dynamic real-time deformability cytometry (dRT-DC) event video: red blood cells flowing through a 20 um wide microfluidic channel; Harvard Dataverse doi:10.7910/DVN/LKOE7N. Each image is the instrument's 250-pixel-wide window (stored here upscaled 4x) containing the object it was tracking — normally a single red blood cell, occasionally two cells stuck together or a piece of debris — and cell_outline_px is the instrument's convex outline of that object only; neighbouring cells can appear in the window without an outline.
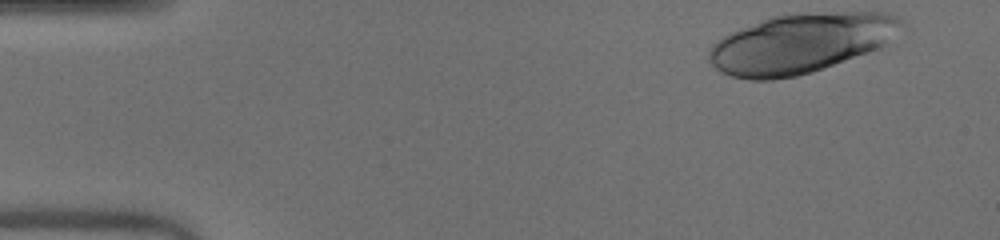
{"species": "human", "species_latin": "Homo sapiens", "temperature_condition": "warm", "stored_images_in_passage": 38, "camera_frame_rate_fps": 3000, "um_per_image_px": 0.085, "donor": {"sex": "male"}, "frame": {"image": 1, "passage_image": 1, "time_ms": 0.0, "image_size_px": [1000, 240], "cell_outline_px": [[908, 28], [880, 48], [812, 72], [796, 76], [772, 80], [752, 80], [732, 76], [720, 72], [708, 60], [708, 52], [712, 44], [724, 36], [732, 32], [772, 16], [800, 12], [888, 12], [900, 16], [908, 24]], "centroid_in_image_um": [68.17, 3.66], "position_along_channel_um": 16.8, "area_um2": 67.63}}